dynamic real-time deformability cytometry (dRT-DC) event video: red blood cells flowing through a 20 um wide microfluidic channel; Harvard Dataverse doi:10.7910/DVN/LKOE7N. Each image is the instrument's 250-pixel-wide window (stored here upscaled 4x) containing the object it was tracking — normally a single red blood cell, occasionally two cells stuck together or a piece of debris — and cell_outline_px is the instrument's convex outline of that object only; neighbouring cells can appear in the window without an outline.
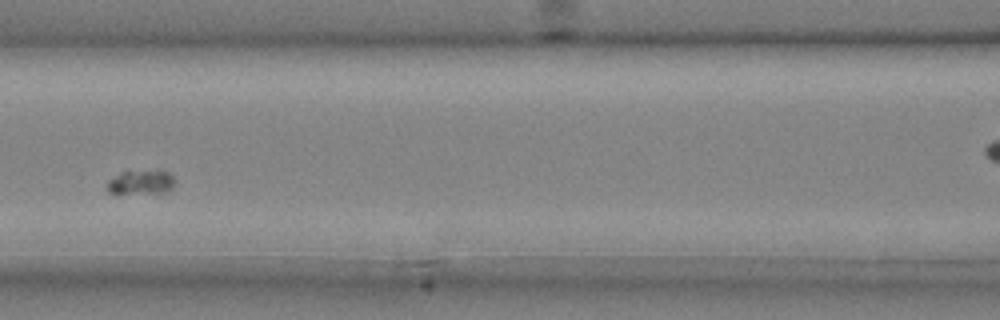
{"species": "common noctule bat (a hibernating species)", "species_latin": "Nyctalus noctula", "temperature_condition": "cold", "stored_images_in_passage": 6, "segment_of_instrument_passage": [1, 2], "camera_frame_rate_fps": 3000, "um_per_image_px": 0.085, "animal": {"sex": "male", "body_mass_g": 20.4}, "frame": {"image": 1, "passage_image": 5, "time_ms": 1.333, "image_size_px": [1000, 320], "cell_outline_px": [[176, 180], [172, 188], [168, 192], [116, 196], [108, 192], [104, 188], [108, 180], [124, 172], [160, 168], [168, 172]], "centroid_in_image_um": [11.96, 15.52], "position_along_channel_um": 154.6, "area_um2": 10.52}}